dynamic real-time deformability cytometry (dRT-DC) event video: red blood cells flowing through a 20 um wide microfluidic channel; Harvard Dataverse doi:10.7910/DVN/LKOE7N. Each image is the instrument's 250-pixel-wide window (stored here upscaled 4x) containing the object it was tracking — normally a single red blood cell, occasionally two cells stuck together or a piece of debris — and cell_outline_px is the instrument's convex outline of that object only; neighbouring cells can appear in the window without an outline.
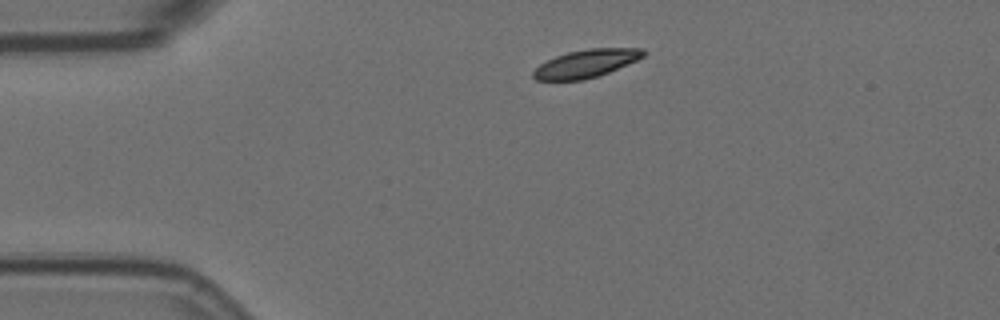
{"species": "Egyptian fruit bat (a non-hibernating species)", "species_latin": "Rousettus aegyptiacus", "temperature_condition": "room temperature", "stored_images_in_passage": 2, "camera_frame_rate_fps": 3000, "um_per_image_px": 0.085, "animal": {"sex": "female"}, "frame": {"image": 1, "passage_image": 1, "time_ms": 0.0, "image_size_px": [1000, 320], "cell_outline_px": [[648, 52], [644, 56], [636, 60], [608, 72], [584, 80], [536, 80], [532, 76], [532, 72], [540, 64], [556, 56], [568, 52], [588, 48], [644, 48]], "centroid_in_image_um": [49.83, 5.39], "position_along_channel_um": 35.2, "area_um2": 17.8}}